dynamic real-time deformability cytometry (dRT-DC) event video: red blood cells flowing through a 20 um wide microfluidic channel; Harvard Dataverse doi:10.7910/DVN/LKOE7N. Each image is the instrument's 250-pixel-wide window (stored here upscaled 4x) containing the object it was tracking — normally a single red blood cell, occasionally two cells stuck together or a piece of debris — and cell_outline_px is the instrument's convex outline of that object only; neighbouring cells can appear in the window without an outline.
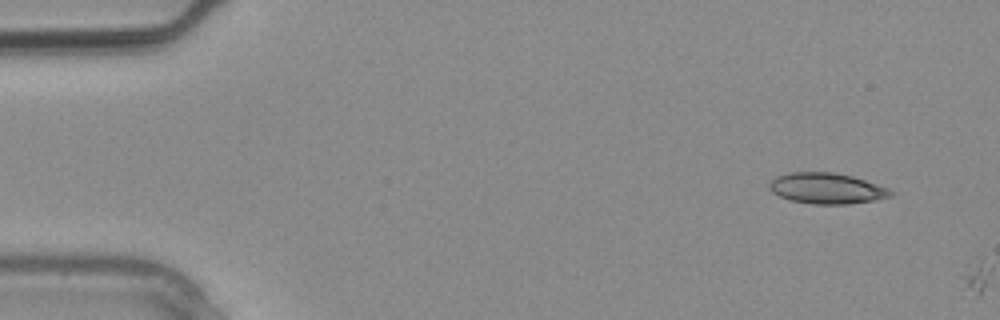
{"species": "common noctule bat (a hibernating species)", "species_latin": "Nyctalus noctula", "temperature_condition": "warm", "stored_images_in_passage": 2, "camera_frame_rate_fps": 3000, "um_per_image_px": 0.085, "animal": {"sex": "male", "body_mass_g": 20.4}, "frame": {"image": 1, "passage_image": 1, "time_ms": 0.0, "image_size_px": [1000, 320], "cell_outline_px": [[892, 196], [872, 200], [848, 204], [812, 204], [792, 200], [780, 196], [772, 192], [768, 188], [768, 184], [776, 176], [788, 172], [836, 172], [852, 176], [888, 188], [892, 192]], "centroid_in_image_um": [70.23, 16.0], "position_along_channel_um": 14.8, "area_um2": 21.68}}